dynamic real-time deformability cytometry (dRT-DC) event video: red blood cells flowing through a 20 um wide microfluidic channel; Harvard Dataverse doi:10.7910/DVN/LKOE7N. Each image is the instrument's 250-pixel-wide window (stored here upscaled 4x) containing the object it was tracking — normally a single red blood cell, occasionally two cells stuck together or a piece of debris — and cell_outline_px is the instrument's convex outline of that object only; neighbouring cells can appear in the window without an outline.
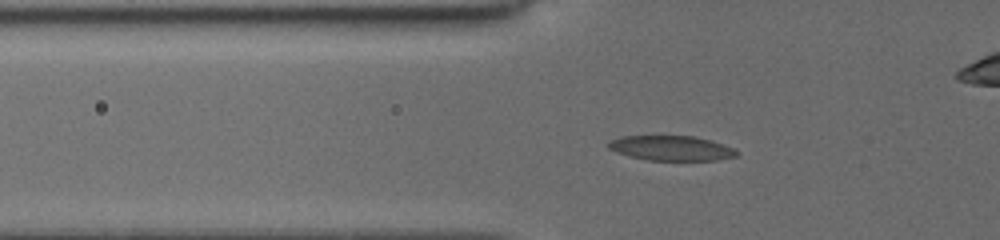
{"species": "common noctule bat (a hibernating species)", "species_latin": "Nyctalus noctula", "temperature_condition": "cold", "stored_images_in_passage": 26, "camera_frame_rate_fps": 3000, "um_per_image_px": 0.085, "animal": {"sex": "female", "body_mass_g": 19.5, "forearm_length_mm": 54.1}, "frame": {"image": 1, "passage_image": 19, "time_ms": 5.667, "image_size_px": [1000, 240], "cell_outline_px": [[740, 152], [736, 156], [716, 160], [648, 160], [616, 152], [608, 148], [608, 144], [612, 140], [624, 136], [692, 136], [708, 140], [732, 148]], "centroid_in_image_um": [57.06, 12.6], "position_along_channel_um": 68.7, "area_um2": 18.15}}